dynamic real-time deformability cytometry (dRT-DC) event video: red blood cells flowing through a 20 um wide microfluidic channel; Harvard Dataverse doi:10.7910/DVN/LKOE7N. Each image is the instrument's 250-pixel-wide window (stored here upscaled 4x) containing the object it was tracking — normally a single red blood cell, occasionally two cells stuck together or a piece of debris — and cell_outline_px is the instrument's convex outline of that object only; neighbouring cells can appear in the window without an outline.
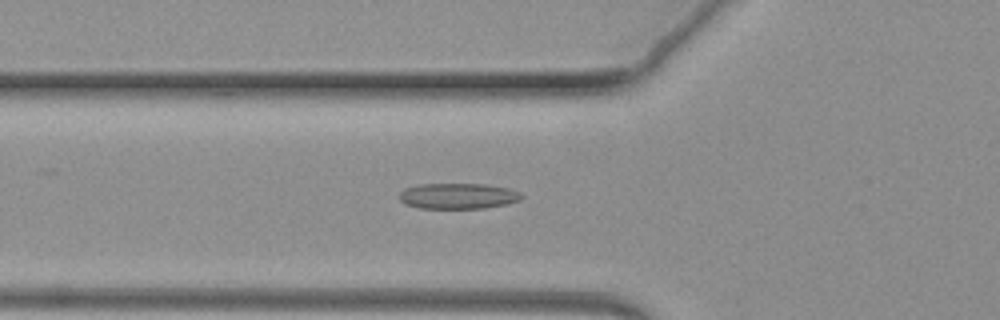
{"species": "common noctule bat (a hibernating species)", "species_latin": "Nyctalus noctula", "temperature_condition": "warm", "stored_images_in_passage": 54, "camera_frame_rate_fps": 3000, "um_per_image_px": 0.085, "animal": {"sex": "female", "body_mass_g": 19.3, "forearm_length_mm": 54.1}, "frame": {"image": 1, "passage_image": 24, "time_ms": 7.667, "image_size_px": [1000, 320], "cell_outline_px": [[524, 196], [520, 200], [508, 204], [484, 208], [420, 208], [404, 204], [400, 200], [400, 192], [404, 188], [416, 184], [484, 184], [508, 188], [520, 192]], "centroid_in_image_um": [38.93, 16.66], "position_along_channel_um": 86.9, "area_um2": 18.44}}
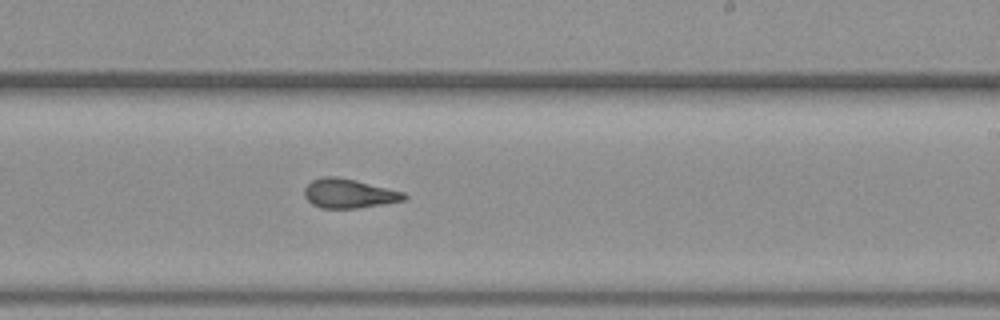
{"frame": {"image": 2, "passage_image": 41, "time_ms": 13.333, "image_size_px": [1000, 320], "cell_outline_px": [[408, 196], [404, 200], [356, 208], [320, 208], [312, 204], [304, 196], [304, 188], [312, 180], [324, 176], [336, 176], [356, 180], [404, 192]], "centroid_in_image_um": [29.62, 16.44], "position_along_channel_um": 259.4, "area_um2": 16.88}}
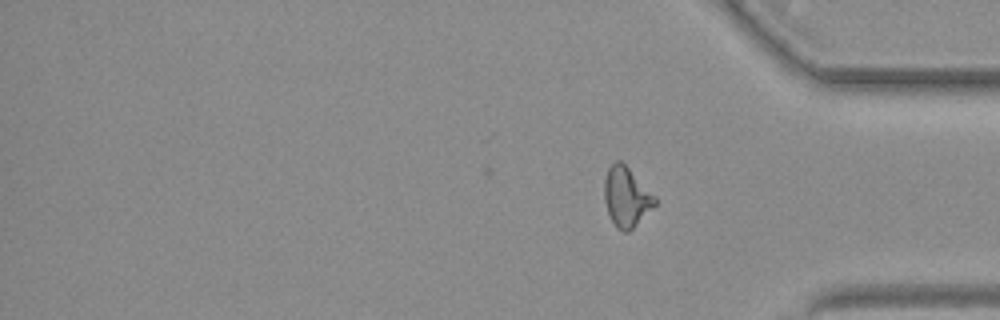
{"frame": {"image": 3, "passage_image": 54, "time_ms": 17.667, "image_size_px": [1000, 320], "cell_outline_px": [[656, 204], [628, 232], [624, 232], [616, 228], [608, 212], [604, 200], [604, 180], [608, 168], [616, 160], [620, 160], [656, 196]], "centroid_in_image_um": [53.23, 16.73], "position_along_channel_um": 382.0, "area_um2": 17.34}}